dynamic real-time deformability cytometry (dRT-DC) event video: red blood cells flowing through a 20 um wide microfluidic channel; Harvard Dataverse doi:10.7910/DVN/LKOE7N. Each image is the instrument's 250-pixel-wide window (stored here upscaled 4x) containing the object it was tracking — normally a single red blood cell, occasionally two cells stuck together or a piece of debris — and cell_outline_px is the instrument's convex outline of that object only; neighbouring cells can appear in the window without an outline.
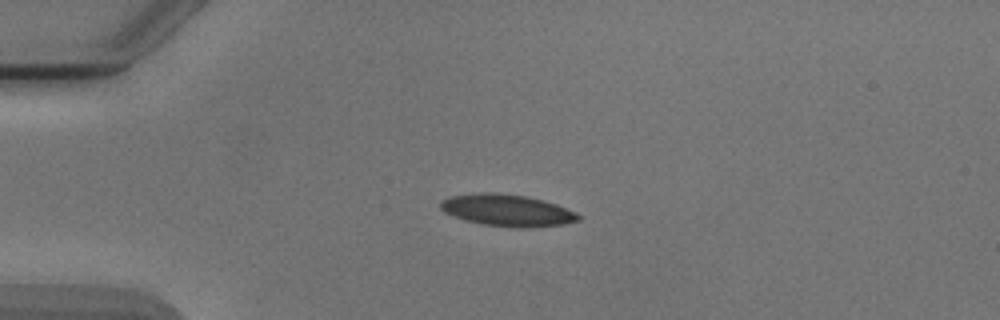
{"species": "Egyptian fruit bat (a non-hibernating species)", "species_latin": "Rousettus aegyptiacus", "temperature_condition": "cold", "stored_images_in_passage": 5, "camera_frame_rate_fps": 3000, "um_per_image_px": 0.085, "animal": {"sex": "male"}, "frame": {"image": 1, "passage_image": 4, "time_ms": 3.667, "image_size_px": [1000, 320], "cell_outline_px": [[580, 220], [564, 224], [532, 228], [512, 228], [480, 224], [464, 220], [444, 212], [440, 208], [440, 204], [444, 200], [452, 196], [492, 192], [524, 196], [556, 204], [576, 212], [580, 216]], "centroid_in_image_um": [43.14, 17.91], "position_along_channel_um": 41.9, "area_um2": 25.37}}